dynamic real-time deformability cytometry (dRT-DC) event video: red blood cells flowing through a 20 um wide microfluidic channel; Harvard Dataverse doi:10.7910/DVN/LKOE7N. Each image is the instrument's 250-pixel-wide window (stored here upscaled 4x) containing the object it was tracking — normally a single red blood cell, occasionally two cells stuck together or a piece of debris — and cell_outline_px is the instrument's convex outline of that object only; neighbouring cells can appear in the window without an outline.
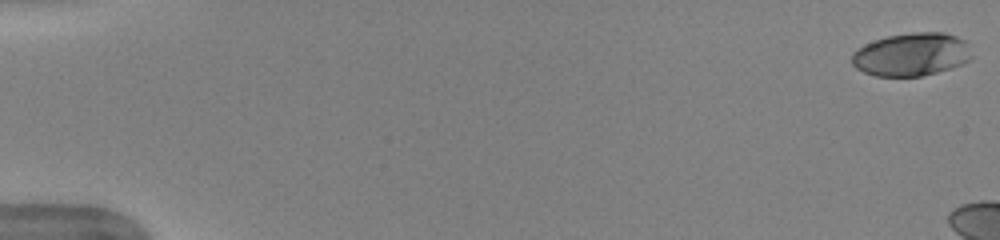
{"species": "human", "species_latin": "Homo sapiens", "temperature_condition": "warm", "stored_images_in_passage": 13, "camera_frame_rate_fps": 3000, "um_per_image_px": 0.085, "donor": {"sex": "female"}, "frame": {"image": 1, "passage_image": 1, "time_ms": 0.0, "image_size_px": [1000, 240], "cell_outline_px": [[972, 60], [964, 64], [952, 68], [920, 76], [876, 76], [864, 72], [856, 68], [852, 64], [852, 52], [856, 48], [864, 44], [888, 36], [912, 32], [944, 32], [968, 40], [972, 56]], "centroid_in_image_um": [77.52, 4.62], "position_along_channel_um": 7.5, "area_um2": 30.52}}